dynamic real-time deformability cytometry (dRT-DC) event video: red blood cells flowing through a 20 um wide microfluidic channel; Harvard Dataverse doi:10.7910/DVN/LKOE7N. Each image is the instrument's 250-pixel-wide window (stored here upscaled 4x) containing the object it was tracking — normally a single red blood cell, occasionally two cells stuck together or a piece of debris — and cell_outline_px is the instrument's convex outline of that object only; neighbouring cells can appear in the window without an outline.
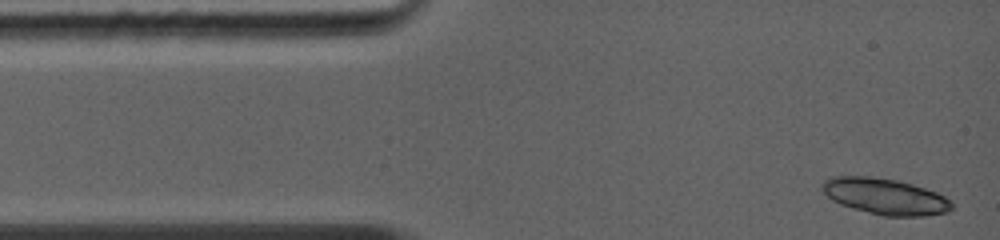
{"species": "common noctule bat (a hibernating species)", "species_latin": "Nyctalus noctula", "temperature_condition": "warm", "stored_images_in_passage": 2, "camera_frame_rate_fps": 5000, "um_per_image_px": 0.085, "animal": {"sex": "female", "body_mass_g": 19.0, "forearm_length_mm": 56.7}, "frame": {"image": 1, "passage_image": 1, "time_ms": 0.0, "image_size_px": [1000, 240], "cell_outline_px": [[952, 208], [948, 212], [924, 216], [884, 216], [852, 208], [840, 204], [832, 200], [820, 188], [820, 184], [824, 180], [832, 176], [868, 176], [896, 180], [912, 184], [936, 192], [952, 200]], "centroid_in_image_um": [75.22, 16.69], "position_along_channel_um": 9.8, "area_um2": 27.34}}